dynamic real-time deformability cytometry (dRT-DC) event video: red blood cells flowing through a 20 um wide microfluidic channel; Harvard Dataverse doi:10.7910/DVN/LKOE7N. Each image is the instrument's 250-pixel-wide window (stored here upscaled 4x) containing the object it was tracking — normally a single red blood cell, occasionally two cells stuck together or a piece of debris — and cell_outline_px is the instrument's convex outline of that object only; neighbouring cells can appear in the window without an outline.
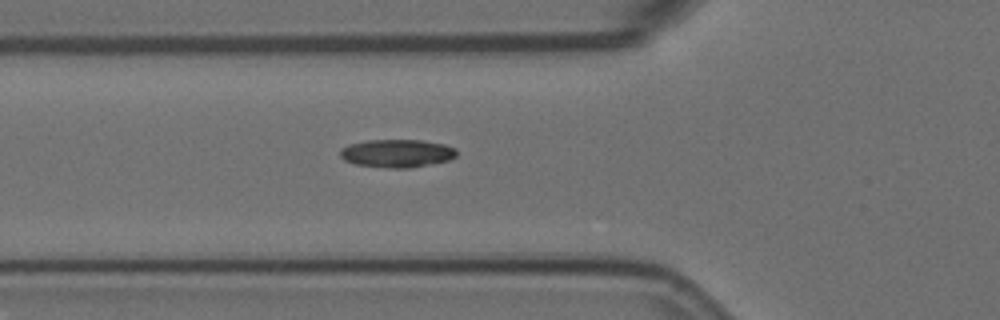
{"species": "Egyptian fruit bat (a non-hibernating species)", "species_latin": "Rousettus aegyptiacus", "temperature_condition": "room temperature", "stored_images_in_passage": 4, "camera_frame_rate_fps": 3000, "um_per_image_px": 0.085, "animal": {"sex": "female"}, "frame": {"image": 1, "passage_image": 4, "time_ms": 1.0, "image_size_px": [1000, 320], "cell_outline_px": [[456, 156], [448, 160], [408, 168], [392, 168], [356, 164], [344, 160], [340, 156], [340, 148], [348, 144], [368, 140], [424, 140], [444, 144], [456, 148]], "centroid_in_image_um": [33.72, 13.02], "position_along_channel_um": 92.1, "area_um2": 18.96}}